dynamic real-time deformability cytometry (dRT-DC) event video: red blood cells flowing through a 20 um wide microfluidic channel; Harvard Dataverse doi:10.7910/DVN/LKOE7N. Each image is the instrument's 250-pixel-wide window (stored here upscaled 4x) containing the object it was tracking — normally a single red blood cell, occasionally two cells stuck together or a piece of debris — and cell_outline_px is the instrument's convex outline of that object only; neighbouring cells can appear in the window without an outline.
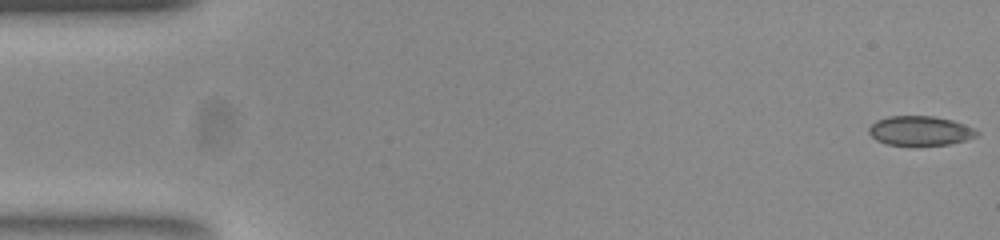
{"species": "common noctule bat (a hibernating species)", "species_latin": "Nyctalus noctula", "temperature_condition": "room temperature", "stored_images_in_passage": 47, "camera_frame_rate_fps": 3000, "um_per_image_px": 0.085, "animal": {"sex": "female", "body_mass_g": 23.0, "forearm_length_mm": 53.4}, "frame": {"image": 1, "passage_image": 1, "time_ms": 0.0, "image_size_px": [1000, 240], "cell_outline_px": [[980, 132], [976, 136], [964, 140], [948, 144], [884, 144], [876, 140], [868, 132], [868, 128], [876, 120], [888, 116], [932, 116], [952, 120], [964, 124]], "centroid_in_image_um": [78.17, 11.1], "position_along_channel_um": 6.8, "area_um2": 18.21}}
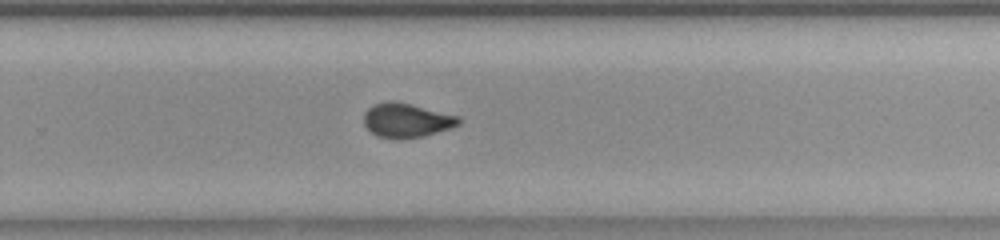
{"frame": {"image": 2, "passage_image": 34, "time_ms": 11.0, "image_size_px": [1000, 240], "cell_outline_px": [[460, 124], [452, 128], [424, 136], [380, 136], [372, 132], [364, 124], [364, 112], [368, 108], [376, 104], [388, 100], [392, 100], [412, 104], [460, 116]], "centroid_in_image_um": [34.6, 10.18], "position_along_channel_um": 295.2, "area_um2": 18.44}}
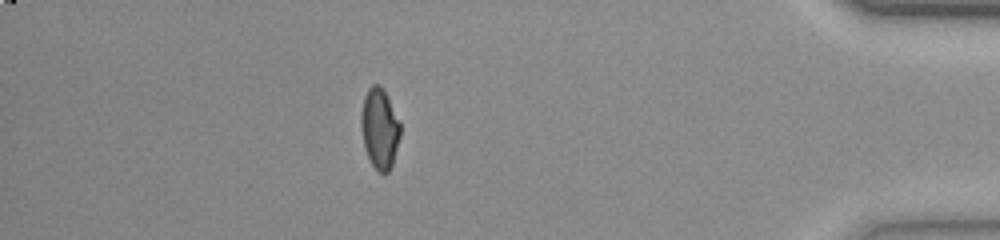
{"frame": {"image": 3, "passage_image": 46, "time_ms": 15.0, "image_size_px": [1000, 240], "cell_outline_px": [[400, 136], [392, 164], [388, 172], [380, 172], [372, 164], [364, 148], [360, 128], [360, 112], [364, 96], [368, 88], [372, 84], [380, 84], [384, 88], [400, 120]], "centroid_in_image_um": [32.25, 10.85], "position_along_channel_um": 402.9, "area_um2": 18.67}}